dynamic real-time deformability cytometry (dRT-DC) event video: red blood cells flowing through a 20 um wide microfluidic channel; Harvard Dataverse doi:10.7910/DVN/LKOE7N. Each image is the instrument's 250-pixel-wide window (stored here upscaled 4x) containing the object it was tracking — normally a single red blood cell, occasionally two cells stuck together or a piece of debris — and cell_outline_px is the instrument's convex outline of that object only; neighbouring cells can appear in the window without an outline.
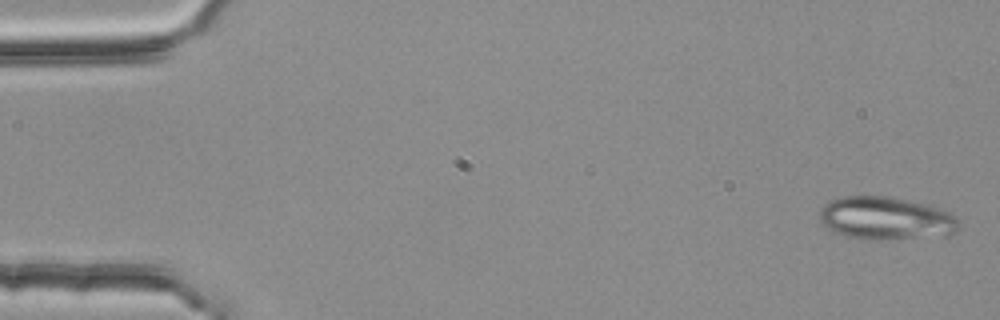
{"species": "common noctule bat (a hibernating species)", "species_latin": "Nyctalus noctula", "temperature_condition": "room temperature", "stored_images_in_passage": 5, "camera_frame_rate_fps": 3000, "um_per_image_px": 0.085, "animal": {"sex": "female", "body_mass_g": 25.1}, "frame": {"image": 1, "passage_image": 1, "time_ms": 0.0, "image_size_px": [1000, 320], "cell_outline_px": [[956, 232], [948, 236], [888, 240], [864, 240], [848, 236], [836, 232], [828, 228], [820, 220], [820, 208], [828, 200], [840, 196], [888, 196], [932, 204], [944, 208], [956, 216]], "centroid_in_image_um": [75.33, 18.55], "position_along_channel_um": 9.7, "area_um2": 35.6}}